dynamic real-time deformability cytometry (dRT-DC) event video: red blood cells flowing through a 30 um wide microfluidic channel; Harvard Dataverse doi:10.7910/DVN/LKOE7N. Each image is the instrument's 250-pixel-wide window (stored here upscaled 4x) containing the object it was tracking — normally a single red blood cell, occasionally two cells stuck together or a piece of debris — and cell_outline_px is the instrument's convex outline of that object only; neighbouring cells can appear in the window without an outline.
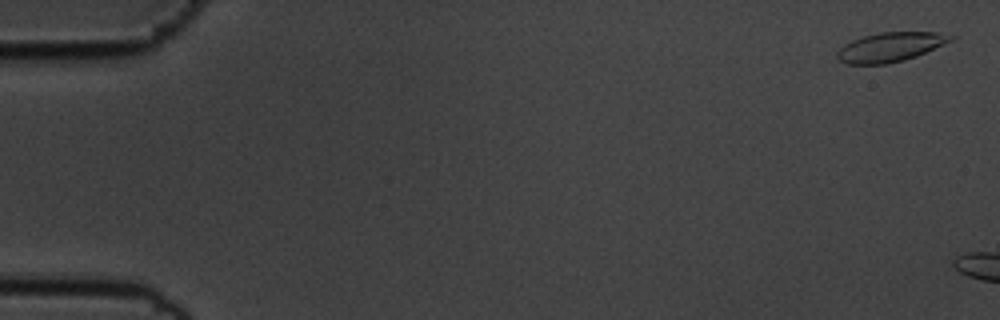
{"species": "common noctule bat (a hibernating species)", "species_latin": "Nyctalus noctula", "temperature_condition": "cold", "stored_images_in_passage": 7, "camera_frame_rate_fps": 3000, "um_per_image_px": 0.085, "animal": {"sex": "male", "body_mass_g": 19.5, "forearm_length_mm": 54.6}, "frame": {"image": 1, "passage_image": 2, "time_ms": 0.333, "image_size_px": [1000, 320], "cell_outline_px": [[956, 36], [952, 40], [916, 56], [904, 60], [884, 64], [848, 64], [840, 60], [836, 56], [836, 52], [844, 44], [852, 40], [864, 36], [880, 32], [936, 32]], "centroid_in_image_um": [75.65, 3.99], "position_along_channel_um": 9.3, "area_um2": 19.19}}